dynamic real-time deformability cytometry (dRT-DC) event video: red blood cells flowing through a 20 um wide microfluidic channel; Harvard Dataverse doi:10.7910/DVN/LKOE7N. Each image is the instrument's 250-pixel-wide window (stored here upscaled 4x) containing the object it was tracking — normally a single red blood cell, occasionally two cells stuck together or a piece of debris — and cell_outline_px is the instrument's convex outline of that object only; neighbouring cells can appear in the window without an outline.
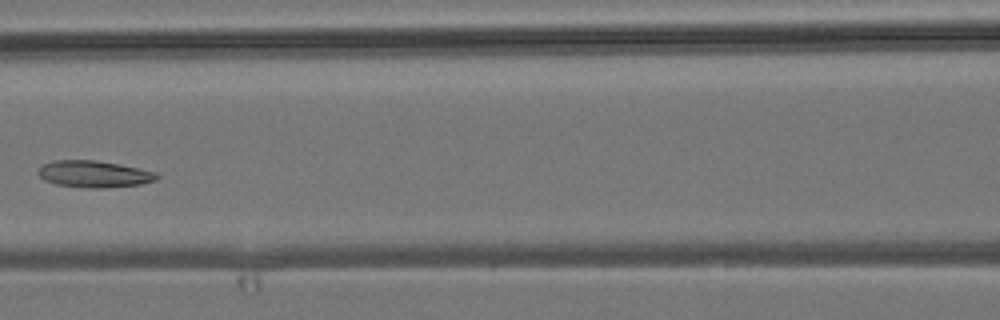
{"species": "common noctule bat (a hibernating species)", "species_latin": "Nyctalus noctula", "temperature_condition": "room temperature", "stored_images_in_passage": 8, "camera_frame_rate_fps": 3000, "um_per_image_px": 0.085, "animal": {"sex": "male", "body_mass_g": 19.2, "forearm_length_mm": 51.8}, "frame": {"image": 1, "passage_image": 7, "time_ms": 7.0, "image_size_px": [1000, 320], "cell_outline_px": [[160, 176], [156, 180], [140, 184], [104, 188], [92, 188], [56, 184], [44, 180], [36, 172], [36, 168], [40, 164], [52, 160], [96, 160], [156, 172]], "centroid_in_image_um": [7.92, 14.78], "position_along_channel_um": 158.7, "area_um2": 18.5}}
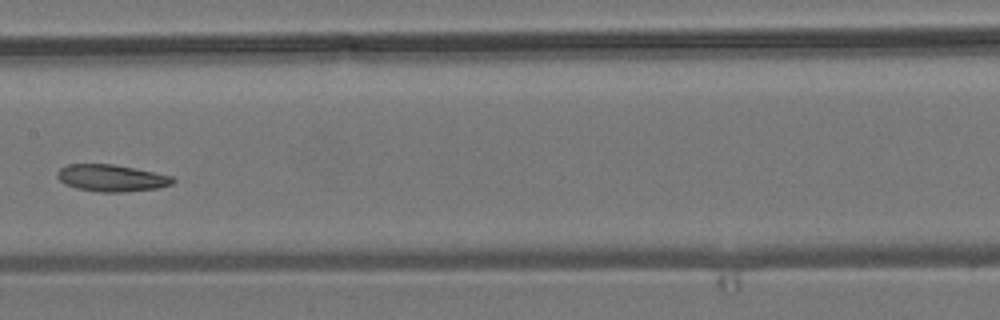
{"frame": {"image": 2, "passage_image": 8, "time_ms": 8.0, "image_size_px": [1000, 320], "cell_outline_px": [[176, 180], [172, 184], [156, 188], [124, 192], [100, 192], [76, 188], [64, 184], [56, 176], [56, 172], [60, 168], [68, 164], [112, 164], [172, 176]], "centroid_in_image_um": [9.43, 15.13], "position_along_channel_um": 198.0, "area_um2": 17.98}}